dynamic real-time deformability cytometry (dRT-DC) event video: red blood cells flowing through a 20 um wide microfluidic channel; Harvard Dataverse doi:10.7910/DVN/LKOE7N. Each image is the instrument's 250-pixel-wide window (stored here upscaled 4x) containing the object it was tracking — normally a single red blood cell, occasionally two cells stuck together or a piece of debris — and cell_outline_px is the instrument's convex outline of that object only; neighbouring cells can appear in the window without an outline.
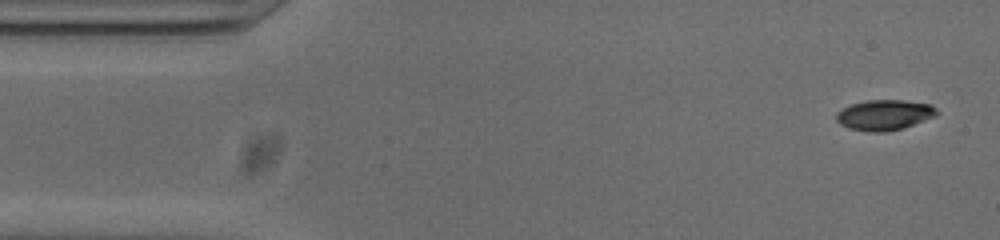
{"species": "common noctule bat (a hibernating species)", "species_latin": "Nyctalus noctula", "temperature_condition": "cold", "stored_images_in_passage": 52, "camera_frame_rate_fps": 3000, "um_per_image_px": 0.085, "animal": {"sex": "male", "body_mass_g": 20.0, "forearm_length_mm": 53.3}, "frame": {"image": 1, "passage_image": 2, "time_ms": 0.333, "image_size_px": [1000, 240], "cell_outline_px": [[940, 112], [936, 116], [904, 128], [884, 132], [872, 132], [848, 128], [840, 124], [836, 120], [836, 112], [852, 104], [868, 100], [904, 100], [932, 104]], "centroid_in_image_um": [75.21, 9.77], "position_along_channel_um": 9.8, "area_um2": 17.92}}
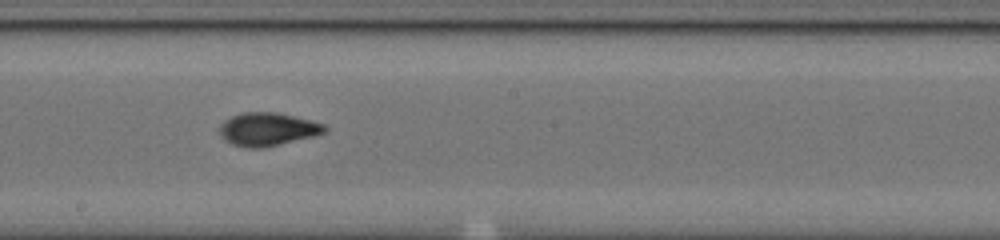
{"frame": {"image": 2, "passage_image": 27, "time_ms": 8.667, "image_size_px": [1000, 240], "cell_outline_px": [[328, 132], [264, 148], [248, 148], [232, 144], [224, 140], [220, 136], [220, 124], [224, 120], [232, 116], [244, 112], [276, 112], [324, 124], [328, 128]], "centroid_in_image_um": [22.72, 10.99], "position_along_channel_um": 225.5, "area_um2": 20.23}}
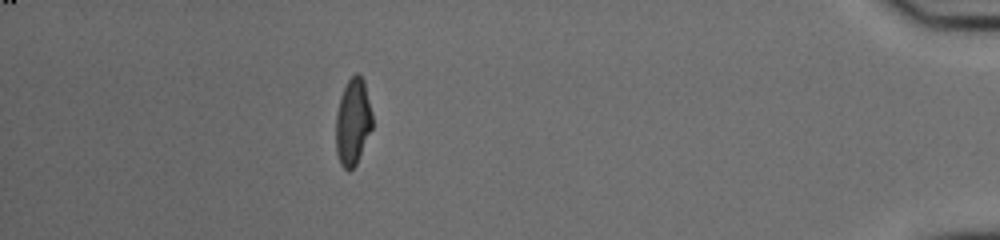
{"frame": {"image": 3, "passage_image": 46, "time_ms": 15.0, "image_size_px": [1000, 240], "cell_outline_px": [[372, 128], [356, 164], [348, 172], [340, 164], [336, 152], [336, 112], [340, 96], [348, 80], [356, 72], [364, 80], [372, 112]], "centroid_in_image_um": [29.98, 10.36], "position_along_channel_um": 405.2, "area_um2": 18.44}, "authors_computed_cell_mechanics": {"area_um2": 18.8717, "velocity_mm_per_s": 3.8235, "shape_relaxation_time_tau1_ms": 3.3526, "shape_relaxation_time_tau2_ms": 1.8542, "deformation_change_tau1": 0.191, "deformation_change_tau2": 0.0728}}